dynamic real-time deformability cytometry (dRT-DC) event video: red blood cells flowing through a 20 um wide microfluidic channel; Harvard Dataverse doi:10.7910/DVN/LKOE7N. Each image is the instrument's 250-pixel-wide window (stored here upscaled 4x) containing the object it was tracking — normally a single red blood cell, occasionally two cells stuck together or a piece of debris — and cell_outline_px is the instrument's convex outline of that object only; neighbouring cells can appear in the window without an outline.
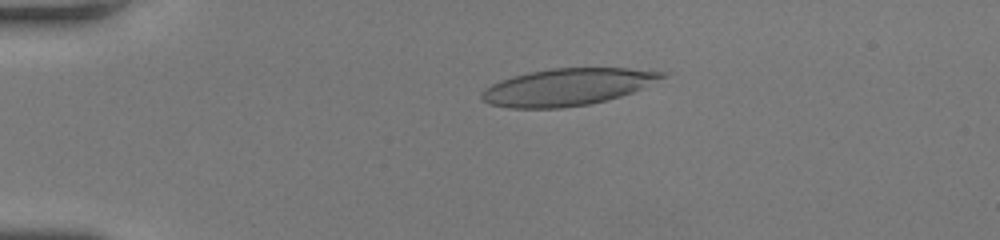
{"species": "human", "species_latin": "Homo sapiens", "temperature_condition": "room temperature", "stored_images_in_passage": 58, "camera_frame_rate_fps": 3000, "um_per_image_px": 0.085, "donor": {"sex": "female"}, "frame": {"image": 1, "passage_image": 14, "time_ms": 4.333, "image_size_px": [1000, 240], "cell_outline_px": [[672, 72], [668, 76], [632, 92], [620, 96], [588, 104], [560, 108], [508, 108], [488, 104], [480, 96], [480, 92], [484, 88], [500, 80], [512, 76], [528, 72], [552, 68], [628, 68]], "centroid_in_image_um": [48.22, 7.38], "position_along_channel_um": 36.8, "area_um2": 39.02}}
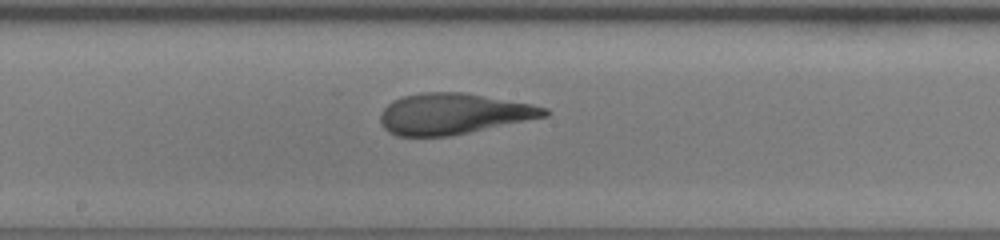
{"frame": {"image": 2, "passage_image": 33, "time_ms": 10.667, "image_size_px": [1000, 240], "cell_outline_px": [[548, 116], [448, 136], [396, 136], [388, 132], [380, 124], [380, 112], [392, 100], [404, 96], [420, 92], [464, 92], [532, 104], [548, 108]], "centroid_in_image_um": [38.49, 9.66], "position_along_channel_um": 209.7, "area_um2": 39.07}}
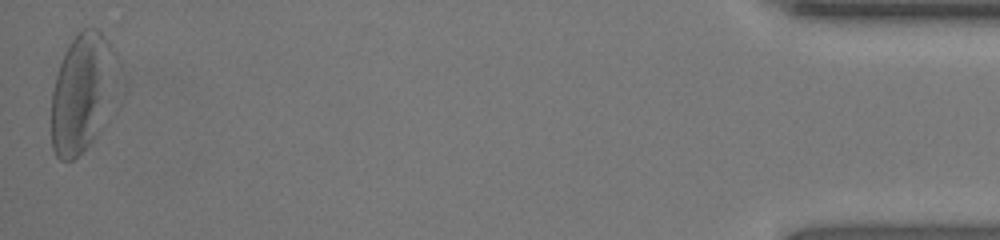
{"frame": {"image": 3, "passage_image": 58, "time_ms": 19.0, "image_size_px": [1000, 240], "cell_outline_px": [[120, 60], [100, 128], [92, 140], [72, 160], [60, 160], [56, 156], [52, 148], [52, 92], [56, 76], [64, 52], [68, 44], [76, 32], [84, 28], [96, 28], [108, 40], [116, 52]], "centroid_in_image_um": [6.96, 7.8], "position_along_channel_um": 428.2, "area_um2": 44.74}, "authors_computed_cell_mechanics": {"area_um2": 39.3907, "velocity_mm_per_s": 3.67, "shape_relaxation_time_tau1_ms": 6.4723, "shape_relaxation_time_tau2_ms": 1.2708, "deformation_change_tau1": 0.2457, "deformation_change_tau2": 0.0835}}